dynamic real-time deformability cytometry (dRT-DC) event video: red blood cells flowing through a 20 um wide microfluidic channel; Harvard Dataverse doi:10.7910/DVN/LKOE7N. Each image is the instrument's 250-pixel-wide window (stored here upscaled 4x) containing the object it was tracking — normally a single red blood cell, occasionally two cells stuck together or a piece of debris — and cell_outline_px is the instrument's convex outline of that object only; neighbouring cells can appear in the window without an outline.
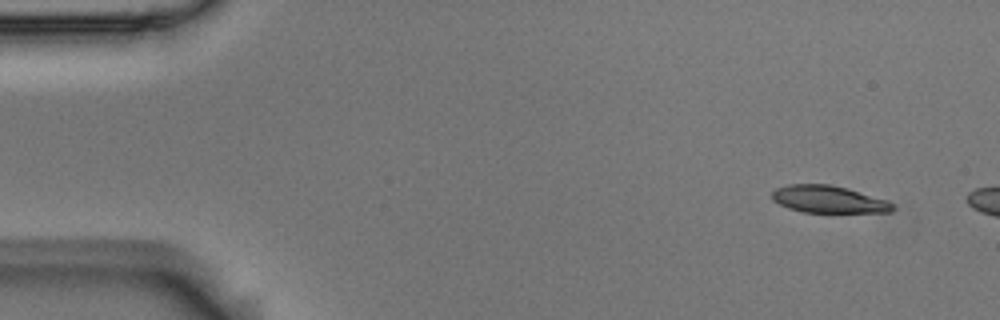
{"species": "Egyptian fruit bat (a non-hibernating species)", "species_latin": "Rousettus aegyptiacus", "temperature_condition": "room temperature", "stored_images_in_passage": 4, "camera_frame_rate_fps": 3000, "um_per_image_px": 0.085, "animal": {"sex": "male"}, "frame": {"image": 1, "passage_image": 1, "time_ms": 0.0, "image_size_px": [1000, 320], "cell_outline_px": [[896, 208], [892, 212], [804, 212], [788, 208], [772, 200], [772, 192], [776, 188], [788, 184], [828, 184], [848, 188], [888, 200]], "centroid_in_image_um": [70.44, 16.94], "position_along_channel_um": 14.6, "area_um2": 19.19}}